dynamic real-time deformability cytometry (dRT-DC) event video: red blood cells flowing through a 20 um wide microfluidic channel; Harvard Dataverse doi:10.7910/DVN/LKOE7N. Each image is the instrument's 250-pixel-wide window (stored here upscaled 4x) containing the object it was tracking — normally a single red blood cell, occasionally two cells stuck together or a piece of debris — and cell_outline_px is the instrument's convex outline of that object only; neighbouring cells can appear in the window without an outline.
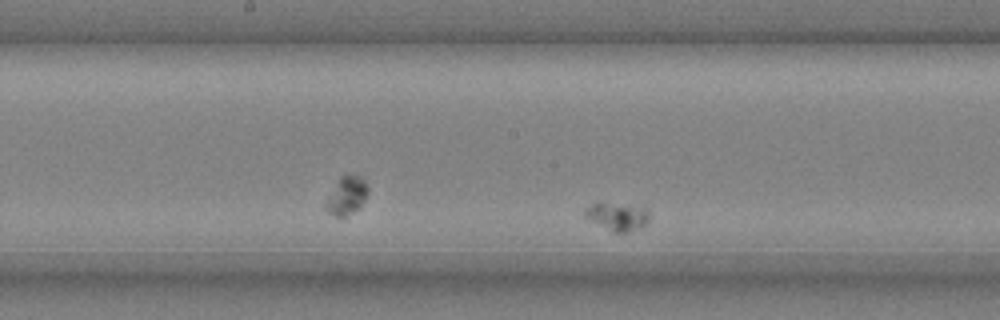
{"species": "common noctule bat (a hibernating species)", "species_latin": "Nyctalus noctula", "temperature_condition": "cold", "stored_images_in_passage": 35, "segment_of_instrument_passage": [3, 3], "camera_frame_rate_fps": 3000, "um_per_image_px": 0.085, "animal": {"sex": "male", "body_mass_g": 20.4}, "frame": {"image": 1, "passage_image": 18, "time_ms": 5.667, "image_size_px": [1000, 320], "cell_outline_px": [[648, 224], [640, 228], [628, 232], [612, 232], [584, 216], [584, 208], [592, 204], [644, 204], [648, 212]], "centroid_in_image_um": [52.55, 18.39], "position_along_channel_um": 195.7, "area_um2": 10.58}}
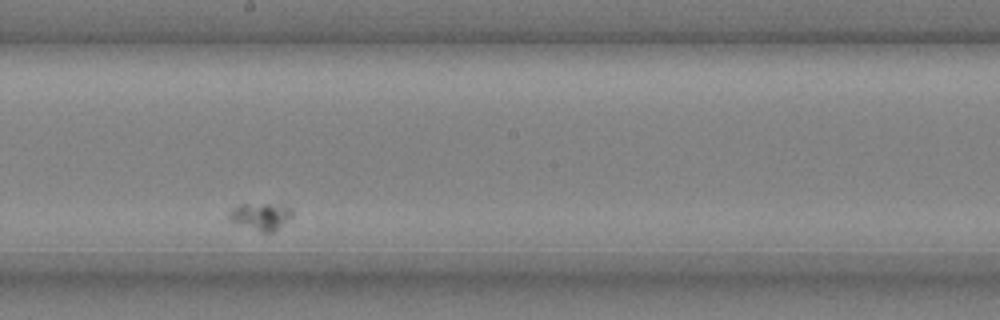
{"frame": {"image": 2, "passage_image": 21, "time_ms": 6.667, "image_size_px": [1000, 320], "cell_outline_px": [[292, 216], [288, 220], [272, 232], [260, 232], [228, 220], [228, 212], [240, 204], [288, 204], [292, 208]], "centroid_in_image_um": [22.18, 18.37], "position_along_channel_um": 226.0, "area_um2": 10.06}}